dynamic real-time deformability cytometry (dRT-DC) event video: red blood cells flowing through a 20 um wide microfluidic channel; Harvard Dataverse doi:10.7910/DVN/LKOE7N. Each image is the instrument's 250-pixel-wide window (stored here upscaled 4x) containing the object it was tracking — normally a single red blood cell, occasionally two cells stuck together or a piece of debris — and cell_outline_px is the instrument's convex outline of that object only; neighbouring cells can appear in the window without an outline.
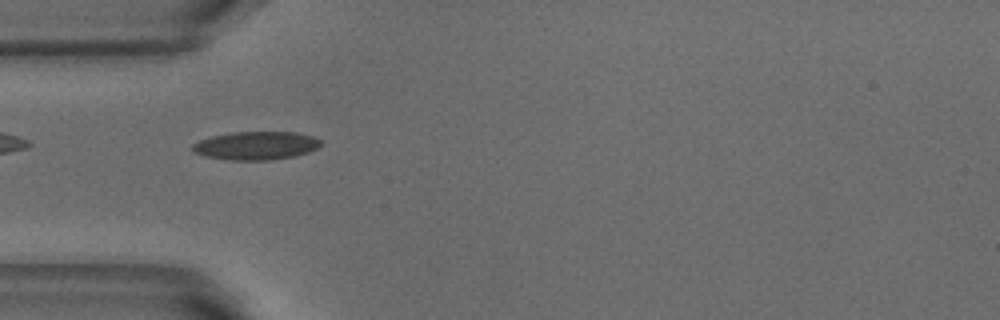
{"species": "common noctule bat (a hibernating species)", "species_latin": "Nyctalus noctula", "temperature_condition": "warm", "stored_images_in_passage": 3, "camera_frame_rate_fps": 3000, "um_per_image_px": 0.085, "animal": {"sex": "male", "body_mass_g": 18.8}, "frame": {"image": 1, "passage_image": 2, "time_ms": 0.333, "image_size_px": [1000, 320], "cell_outline_px": [[320, 144], [316, 148], [308, 152], [296, 156], [272, 160], [228, 160], [208, 156], [196, 152], [192, 148], [192, 144], [200, 140], [212, 136], [232, 132], [296, 132], [312, 136], [320, 140]], "centroid_in_image_um": [21.78, 12.37], "position_along_channel_um": 63.2, "area_um2": 20.98}}
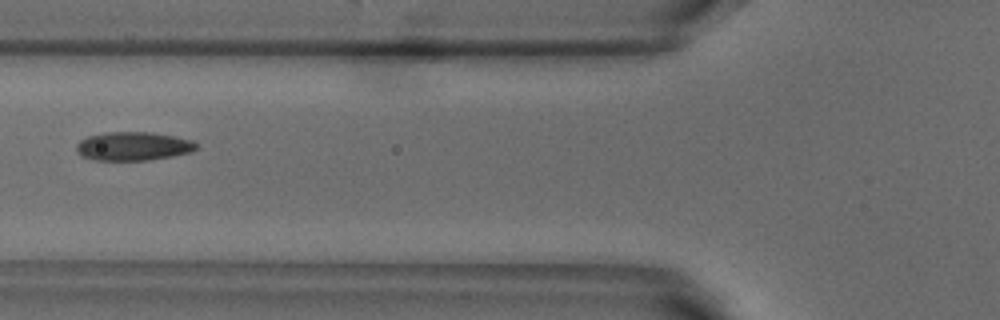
{"frame": {"image": 2, "passage_image": 3, "time_ms": 0.667, "image_size_px": [1000, 320], "cell_outline_px": [[196, 148], [192, 152], [172, 156], [148, 160], [96, 160], [80, 156], [76, 152], [76, 144], [80, 140], [88, 136], [104, 132], [152, 132], [192, 140], [196, 144]], "centroid_in_image_um": [11.28, 12.43], "position_along_channel_um": 114.5, "area_um2": 20.06}}